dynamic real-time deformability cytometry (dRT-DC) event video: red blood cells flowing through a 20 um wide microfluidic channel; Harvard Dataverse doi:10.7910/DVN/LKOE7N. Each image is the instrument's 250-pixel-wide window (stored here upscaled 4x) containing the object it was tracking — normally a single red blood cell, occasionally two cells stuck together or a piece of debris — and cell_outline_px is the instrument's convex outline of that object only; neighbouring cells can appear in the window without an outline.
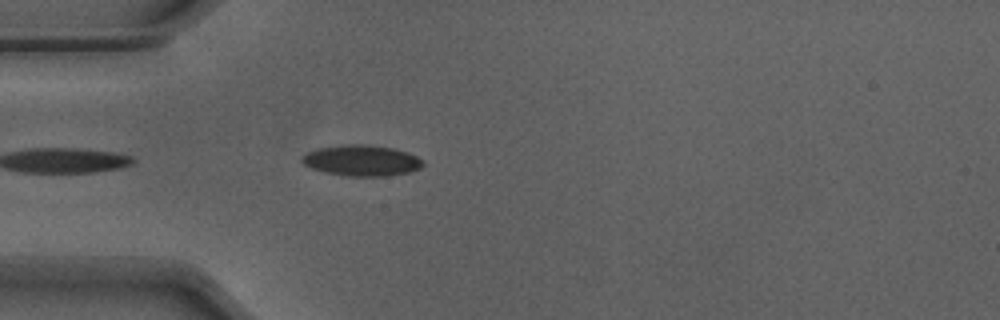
{"species": "Egyptian fruit bat (a non-hibernating species)", "species_latin": "Rousettus aegyptiacus", "temperature_condition": "warm", "stored_images_in_passage": 7, "camera_frame_rate_fps": 3000, "um_per_image_px": 0.085, "animal": {"sex": "male"}, "frame": {"image": 1, "passage_image": 3, "time_ms": 0.667, "image_size_px": [1000, 320], "cell_outline_px": [[424, 164], [420, 168], [408, 172], [388, 176], [348, 176], [324, 172], [312, 168], [304, 164], [300, 160], [300, 156], [316, 148], [348, 144], [368, 144], [392, 148], [408, 152], [424, 160]], "centroid_in_image_um": [30.73, 13.64], "position_along_channel_um": 54.3, "area_um2": 21.91}}
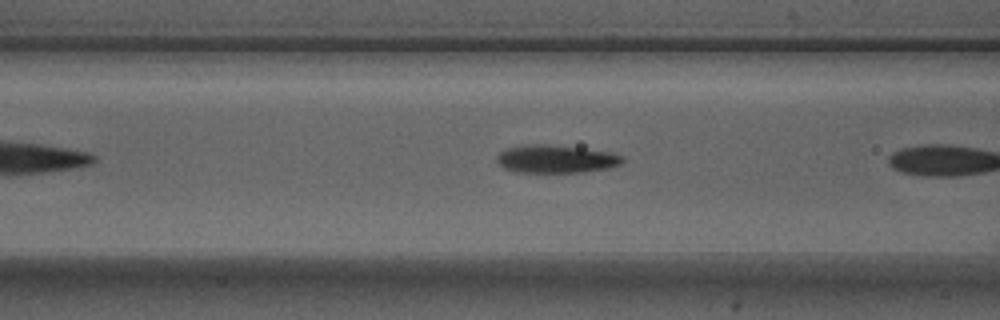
{"frame": {"image": 2, "passage_image": 6, "time_ms": 1.667, "image_size_px": [1000, 320], "cell_outline_px": [[624, 160], [620, 164], [608, 168], [580, 172], [516, 172], [504, 168], [496, 160], [496, 156], [500, 152], [508, 148], [524, 144], [544, 144], [580, 148], [612, 152], [624, 156]], "centroid_in_image_um": [47.25, 13.51], "position_along_channel_um": 119.3, "area_um2": 20.4}}